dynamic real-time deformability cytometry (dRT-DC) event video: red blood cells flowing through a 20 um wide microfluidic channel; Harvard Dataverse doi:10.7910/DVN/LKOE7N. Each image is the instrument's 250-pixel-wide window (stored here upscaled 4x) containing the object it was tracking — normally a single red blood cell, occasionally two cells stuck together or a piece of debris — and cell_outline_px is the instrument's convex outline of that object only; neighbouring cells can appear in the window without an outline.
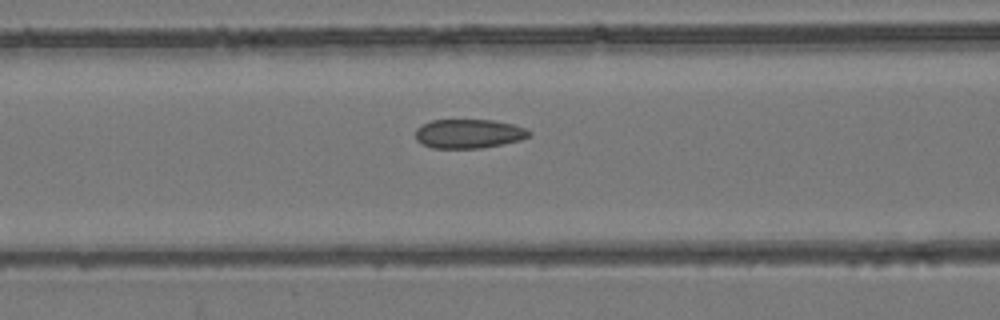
{"species": "common noctule bat (a hibernating species)", "species_latin": "Nyctalus noctula", "temperature_condition": "room temperature", "stored_images_in_passage": 44, "camera_frame_rate_fps": 3000, "um_per_image_px": 0.085, "animal": {"sex": "female", "body_mass_g": 24.6, "forearm_length_mm": 56.2}, "frame": {"image": 1, "passage_image": 15, "time_ms": 4.667, "image_size_px": [1000, 320], "cell_outline_px": [[532, 136], [520, 140], [480, 148], [432, 148], [420, 144], [416, 140], [416, 128], [432, 120], [492, 120], [512, 124], [524, 128], [532, 132]], "centroid_in_image_um": [39.83, 11.37], "position_along_channel_um": 126.8, "area_um2": 19.25}}
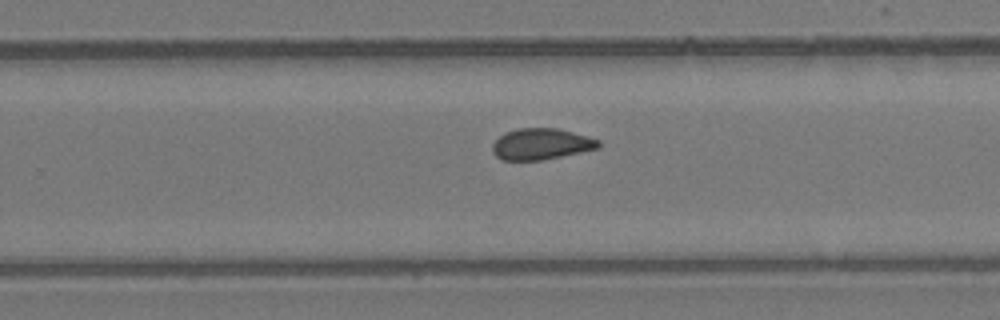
{"frame": {"image": 2, "passage_image": 27, "time_ms": 8.667, "image_size_px": [1000, 320], "cell_outline_px": [[600, 148], [544, 160], [500, 160], [492, 152], [492, 144], [504, 132], [520, 128], [556, 128], [588, 136], [600, 140]], "centroid_in_image_um": [46.0, 12.25], "position_along_channel_um": 283.8, "area_um2": 19.42}}
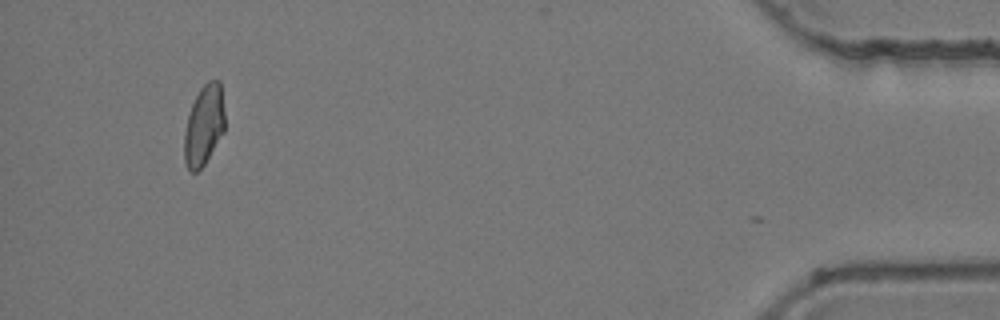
{"frame": {"image": 3, "passage_image": 43, "time_ms": 14.0, "image_size_px": [1000, 320], "cell_outline_px": [[224, 132], [204, 164], [196, 172], [192, 172], [184, 164], [184, 132], [188, 116], [192, 104], [200, 88], [208, 80], [220, 80], [224, 112]], "centroid_in_image_um": [17.33, 10.65], "position_along_channel_um": 417.9, "area_um2": 18.9}, "authors_computed_cell_mechanics": {"area_um2": 19.9121, "velocity_mm_per_s": 3.9323, "shape_relaxation_time_tau1_ms": null, "shape_relaxation_time_tau2_ms": 1.3973, "deformation_change_tau1": null, "deformation_change_tau2": 0.0764}}